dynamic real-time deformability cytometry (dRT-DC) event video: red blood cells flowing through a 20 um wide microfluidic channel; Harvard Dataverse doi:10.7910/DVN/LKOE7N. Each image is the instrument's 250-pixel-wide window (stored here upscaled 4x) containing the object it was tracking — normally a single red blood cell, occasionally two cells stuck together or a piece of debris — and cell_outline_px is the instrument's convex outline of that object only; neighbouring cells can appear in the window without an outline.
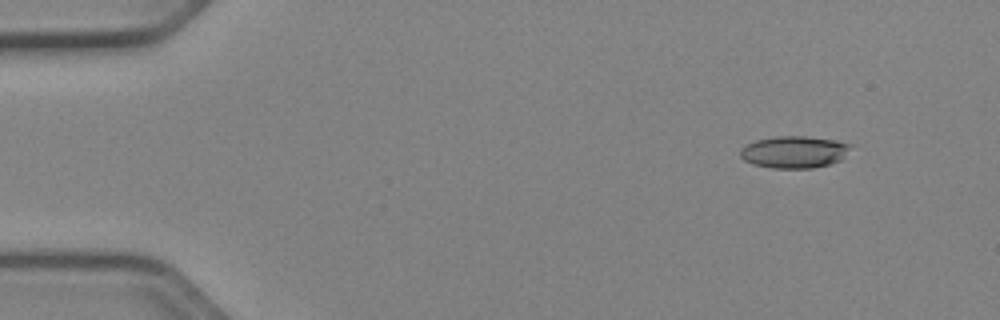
{"species": "Egyptian fruit bat (a non-hibernating species)", "species_latin": "Rousettus aegyptiacus", "temperature_condition": "cold", "stored_images_in_passage": 52, "camera_frame_rate_fps": 3000, "um_per_image_px": 0.085, "animal": {"sex": "female"}, "frame": {"image": 1, "passage_image": 6, "time_ms": 1.667, "image_size_px": [1000, 320], "cell_outline_px": [[852, 144], [840, 160], [828, 164], [812, 168], [772, 168], [752, 164], [744, 160], [740, 156], [740, 148], [756, 140], [776, 136], [804, 136], [836, 140]], "centroid_in_image_um": [67.47, 12.91], "position_along_channel_um": 17.5, "area_um2": 20.46}}
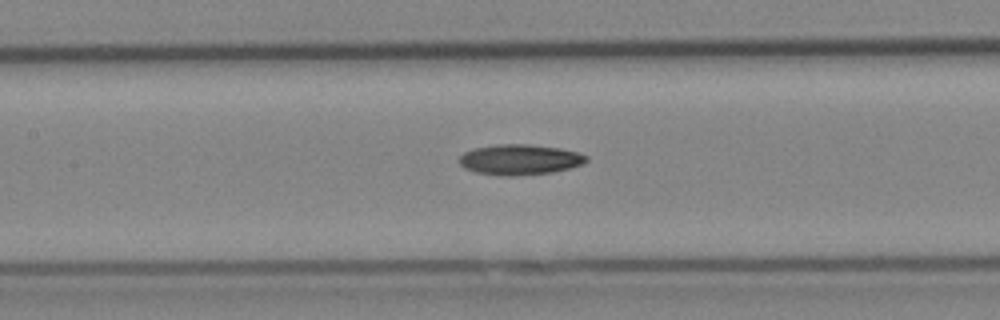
{"frame": {"image": 2, "passage_image": 25, "time_ms": 8.0, "image_size_px": [1000, 320], "cell_outline_px": [[588, 160], [584, 164], [552, 172], [516, 176], [504, 176], [476, 172], [464, 168], [456, 160], [464, 152], [472, 148], [496, 144], [528, 144], [560, 148], [580, 152], [588, 156]], "centroid_in_image_um": [44.17, 13.56], "position_along_channel_um": 163.2, "area_um2": 22.83}}
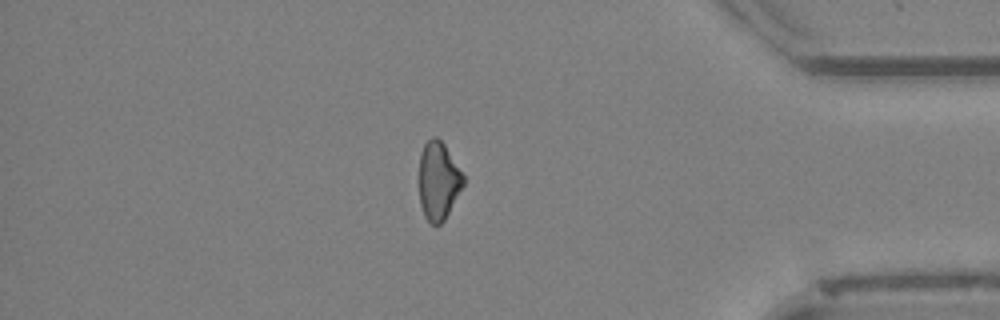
{"frame": {"image": 3, "passage_image": 45, "time_ms": 14.667, "image_size_px": [1000, 320], "cell_outline_px": [[464, 184], [444, 220], [440, 224], [432, 224], [424, 216], [420, 204], [420, 152], [424, 144], [432, 136], [436, 136], [444, 144], [464, 176]], "centroid_in_image_um": [37.25, 15.36], "position_along_channel_um": 397.9, "area_um2": 19.83}, "authors_computed_cell_mechanics": {"area_um2": 21.097, "velocity_mm_per_s": 3.9858, "shape_relaxation_time_tau1_ms": 7.8505, "shape_relaxation_time_tau2_ms": null, "deformation_change_tau1": 0.1491, "deformation_change_tau2": null}}